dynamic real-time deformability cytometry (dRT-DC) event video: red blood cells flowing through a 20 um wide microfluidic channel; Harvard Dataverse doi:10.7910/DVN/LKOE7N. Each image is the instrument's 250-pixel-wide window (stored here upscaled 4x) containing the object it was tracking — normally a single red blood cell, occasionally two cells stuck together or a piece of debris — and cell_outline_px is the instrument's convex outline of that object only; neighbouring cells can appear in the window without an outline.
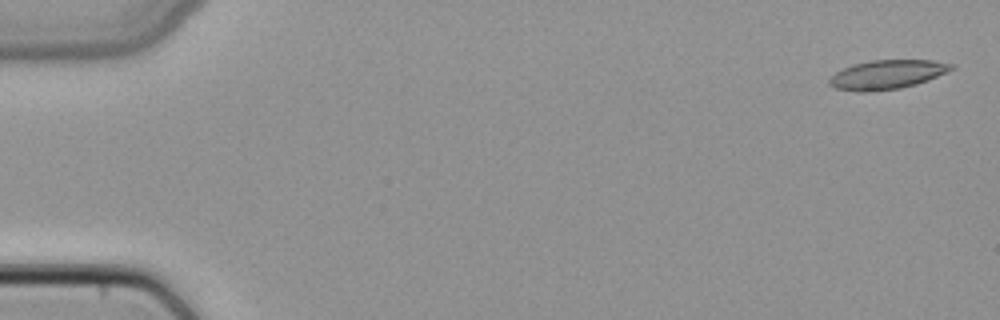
{"species": "common noctule bat (a hibernating species)", "species_latin": "Nyctalus noctula", "temperature_condition": "cold", "stored_images_in_passage": 4, "camera_frame_rate_fps": 3000, "um_per_image_px": 0.085, "animal": {"sex": "female", "body_mass_g": 22.7, "forearm_length_mm": 54.2}, "frame": {"image": 1, "passage_image": 1, "time_ms": 0.0, "image_size_px": [1000, 320], "cell_outline_px": [[956, 68], [928, 80], [916, 84], [900, 88], [864, 92], [860, 92], [836, 88], [828, 84], [828, 80], [836, 72], [852, 64], [872, 60], [932, 60], [956, 64]], "centroid_in_image_um": [75.43, 6.33], "position_along_channel_um": 9.6, "area_um2": 20.69}}